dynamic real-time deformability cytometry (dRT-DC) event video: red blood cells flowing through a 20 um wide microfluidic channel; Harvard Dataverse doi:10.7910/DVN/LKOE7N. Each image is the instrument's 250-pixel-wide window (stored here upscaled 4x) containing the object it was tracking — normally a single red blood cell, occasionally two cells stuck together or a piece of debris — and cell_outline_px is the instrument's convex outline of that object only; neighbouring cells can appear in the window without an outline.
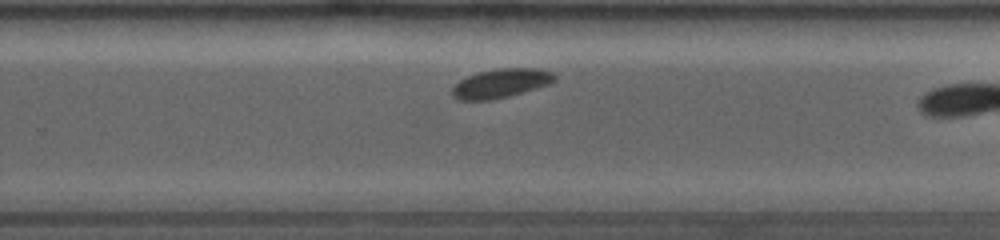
{"species": "common noctule bat (a hibernating species)", "species_latin": "Nyctalus noctula", "temperature_condition": "room temperature", "stored_images_in_passage": 21, "camera_frame_rate_fps": 4000, "um_per_image_px": 0.085, "animal": {"sex": "female", "body_mass_g": 19.0, "forearm_length_mm": 53.3}, "frame": {"image": 1, "passage_image": 16, "time_ms": 6.75, "image_size_px": [1000, 240], "cell_outline_px": [[556, 80], [548, 84], [536, 88], [508, 96], [488, 100], [456, 100], [452, 96], [452, 88], [460, 80], [468, 76], [480, 72], [500, 68], [536, 68], [552, 72], [556, 76]], "centroid_in_image_um": [42.56, 7.08], "position_along_channel_um": 287.2, "area_um2": 17.11}}